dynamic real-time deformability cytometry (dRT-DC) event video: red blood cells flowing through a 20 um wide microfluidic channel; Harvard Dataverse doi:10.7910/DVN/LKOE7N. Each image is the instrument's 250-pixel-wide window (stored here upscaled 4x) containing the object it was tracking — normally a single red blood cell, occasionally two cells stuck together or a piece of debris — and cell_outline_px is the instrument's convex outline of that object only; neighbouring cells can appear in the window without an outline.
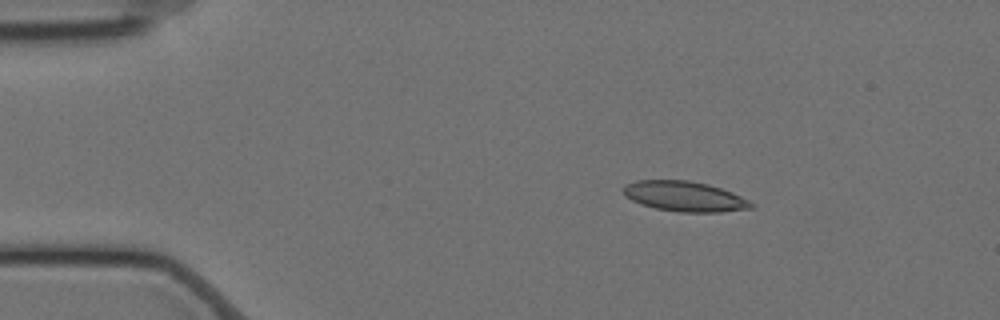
{"species": "Egyptian fruit bat (a non-hibernating species)", "species_latin": "Rousettus aegyptiacus", "temperature_condition": "cold", "stored_images_in_passage": 49, "camera_frame_rate_fps": 3000, "um_per_image_px": 0.085, "animal": {"sex": "female"}, "frame": {"image": 1, "passage_image": 1, "time_ms": 0.0, "image_size_px": [1000, 320], "cell_outline_px": [[756, 204], [752, 208], [720, 212], [680, 212], [656, 208], [640, 204], [624, 196], [620, 188], [624, 184], [636, 180], [688, 180], [708, 184], [732, 192]], "centroid_in_image_um": [58.14, 16.68], "position_along_channel_um": 26.9, "area_um2": 22.66}}
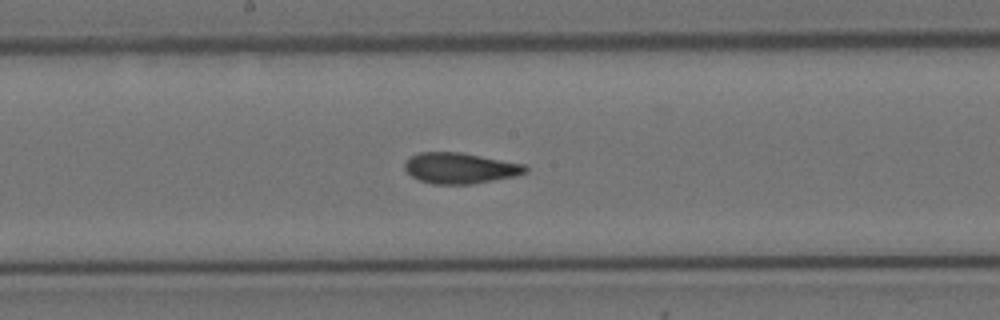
{"frame": {"image": 2, "passage_image": 22, "time_ms": 7.0, "image_size_px": [1000, 320], "cell_outline_px": [[528, 172], [516, 176], [472, 184], [432, 184], [420, 180], [412, 176], [404, 168], [404, 164], [412, 156], [420, 152], [460, 152], [524, 164], [528, 168]], "centroid_in_image_um": [39.13, 14.29], "position_along_channel_um": 209.1, "area_um2": 21.56}}
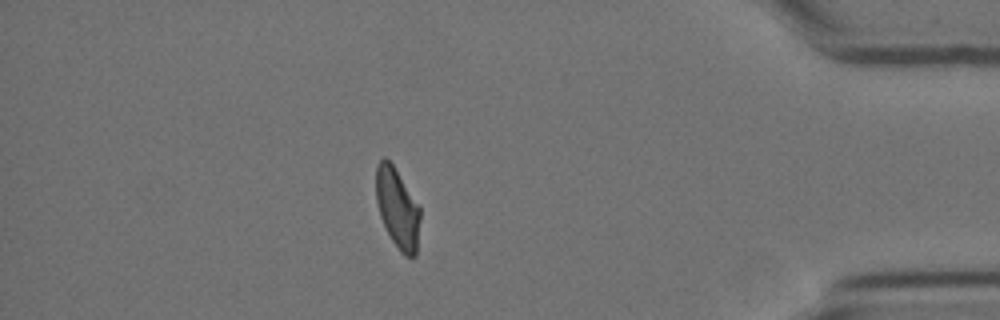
{"frame": {"image": 3, "passage_image": 42, "time_ms": 13.667, "image_size_px": [1000, 320], "cell_outline_px": [[420, 216], [416, 256], [404, 256], [400, 252], [392, 240], [380, 216], [376, 200], [376, 164], [384, 156], [392, 164], [420, 208]], "centroid_in_image_um": [33.77, 17.71], "position_along_channel_um": 401.4, "area_um2": 20.23}, "authors_computed_cell_mechanics": {"area_um2": 21.8484, "velocity_mm_per_s": 3.4951, "shape_relaxation_time_tau1_ms": 10.7002, "shape_relaxation_time_tau2_ms": 1.8972, "deformation_change_tau1": 0.2068, "deformation_change_tau2": 0.0717}}